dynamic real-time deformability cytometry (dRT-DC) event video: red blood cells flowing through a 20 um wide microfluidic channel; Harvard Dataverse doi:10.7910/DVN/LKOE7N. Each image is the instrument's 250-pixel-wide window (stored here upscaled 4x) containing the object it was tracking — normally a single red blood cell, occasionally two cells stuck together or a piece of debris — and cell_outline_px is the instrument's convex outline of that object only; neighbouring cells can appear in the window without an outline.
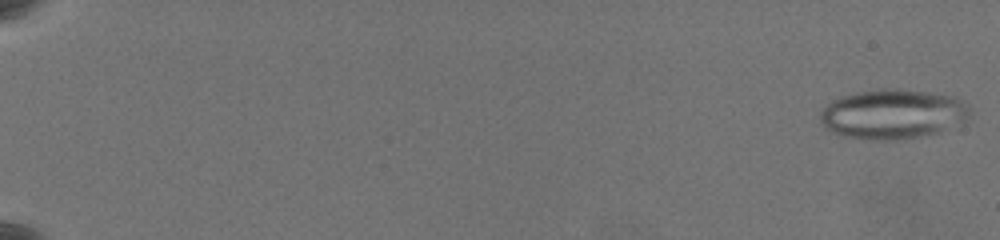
{"species": "common noctule bat (a hibernating species)", "species_latin": "Nyctalus noctula", "temperature_condition": "warm", "stored_images_in_passage": 31, "camera_frame_rate_fps": 3000, "um_per_image_px": 0.085, "animal": {"sex": "female", "body_mass_g": 19.5, "forearm_length_mm": 54.1}, "frame": {"image": 1, "passage_image": 1, "time_ms": 0.0, "image_size_px": [1000, 240], "cell_outline_px": [[968, 112], [964, 116], [940, 132], [924, 136], [896, 140], [868, 140], [844, 136], [832, 132], [820, 120], [820, 112], [832, 100], [856, 92], [880, 88], [900, 88], [928, 92], [948, 96], [968, 104]], "centroid_in_image_um": [75.79, 9.69], "position_along_channel_um": 9.2, "area_um2": 42.6}}